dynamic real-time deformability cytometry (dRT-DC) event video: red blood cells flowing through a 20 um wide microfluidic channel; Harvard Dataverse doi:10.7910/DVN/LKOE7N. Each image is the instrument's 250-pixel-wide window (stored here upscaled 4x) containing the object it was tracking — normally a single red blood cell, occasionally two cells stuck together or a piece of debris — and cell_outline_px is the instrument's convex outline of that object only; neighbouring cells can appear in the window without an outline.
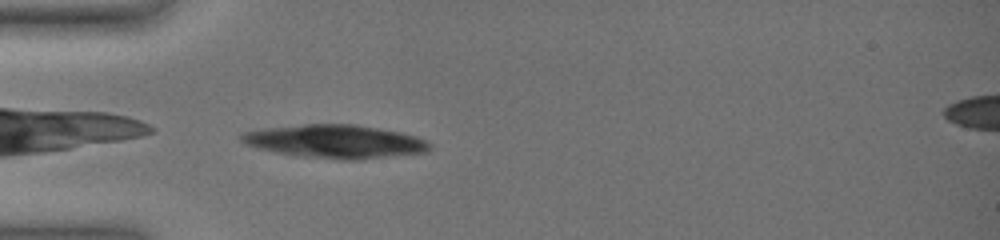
{"species": "common noctule bat (a hibernating species)", "species_latin": "Nyctalus noctula", "temperature_condition": "warm", "stored_images_in_passage": 4, "camera_frame_rate_fps": 3000, "um_per_image_px": 0.085, "animal": {"sex": "female", "body_mass_g": 19.0, "forearm_length_mm": 51.5}, "frame": {"image": 1, "passage_image": 1, "time_ms": 0.0, "image_size_px": [1000, 240], "cell_outline_px": [[432, 148], [428, 152], [360, 160], [340, 160], [296, 156], [276, 152], [244, 144], [236, 136], [240, 132], [268, 128], [308, 124], [352, 124], [400, 132], [416, 136], [428, 140], [432, 144]], "centroid_in_image_um": [28.51, 12.04], "position_along_channel_um": 56.5, "area_um2": 36.93}}